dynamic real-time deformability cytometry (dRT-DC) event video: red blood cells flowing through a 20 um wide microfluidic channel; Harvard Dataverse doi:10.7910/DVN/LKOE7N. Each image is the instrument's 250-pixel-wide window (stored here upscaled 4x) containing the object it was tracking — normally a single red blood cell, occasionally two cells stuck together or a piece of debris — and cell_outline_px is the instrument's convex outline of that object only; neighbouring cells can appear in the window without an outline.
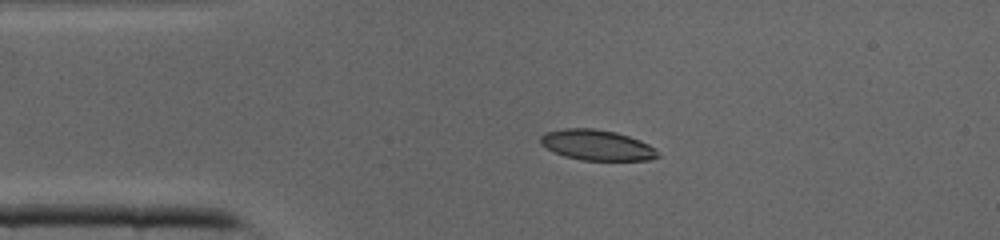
{"species": "common noctule bat (a hibernating species)", "species_latin": "Nyctalus noctula", "temperature_condition": "cold", "stored_images_in_passage": 41, "camera_frame_rate_fps": 3000, "um_per_image_px": 0.085, "animal": {"sex": "male", "body_mass_g": 19.0, "forearm_length_mm": 50.8}, "frame": {"image": 1, "passage_image": 8, "time_ms": 2.333, "image_size_px": [1000, 240], "cell_outline_px": [[660, 156], [648, 160], [584, 160], [564, 156], [540, 144], [540, 136], [544, 132], [564, 128], [592, 128], [616, 132], [640, 140], [656, 148]], "centroid_in_image_um": [50.74, 12.32], "position_along_channel_um": 34.3, "area_um2": 20.81}}
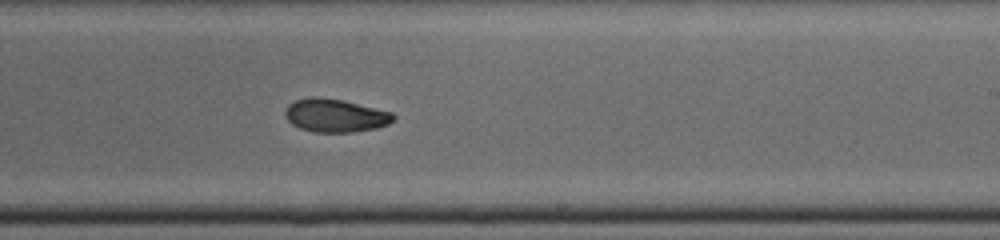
{"frame": {"image": 2, "passage_image": 24, "time_ms": 7.667, "image_size_px": [1000, 240], "cell_outline_px": [[396, 116], [388, 124], [376, 128], [352, 132], [312, 132], [300, 128], [292, 124], [284, 116], [284, 112], [288, 104], [296, 100], [312, 96], [316, 96], [344, 100], [392, 112]], "centroid_in_image_um": [28.47, 9.81], "position_along_channel_um": 260.5, "area_um2": 21.04}}
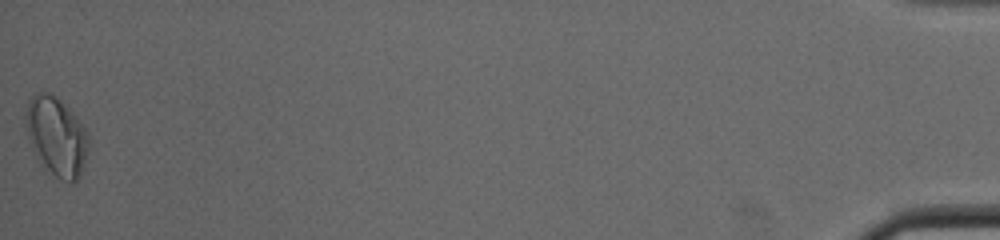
{"frame": {"image": 3, "passage_image": 41, "time_ms": 13.333, "image_size_px": [1000, 240], "cell_outline_px": [[88, 148], [84, 164], [80, 176], [72, 184], [60, 180], [44, 168], [40, 164], [36, 156], [28, 136], [24, 124], [24, 112], [28, 100], [32, 96], [40, 92], [48, 92], [56, 96], [72, 112], [88, 132]], "centroid_in_image_um": [4.77, 11.6], "position_along_channel_um": 430.4, "area_um2": 29.13}}